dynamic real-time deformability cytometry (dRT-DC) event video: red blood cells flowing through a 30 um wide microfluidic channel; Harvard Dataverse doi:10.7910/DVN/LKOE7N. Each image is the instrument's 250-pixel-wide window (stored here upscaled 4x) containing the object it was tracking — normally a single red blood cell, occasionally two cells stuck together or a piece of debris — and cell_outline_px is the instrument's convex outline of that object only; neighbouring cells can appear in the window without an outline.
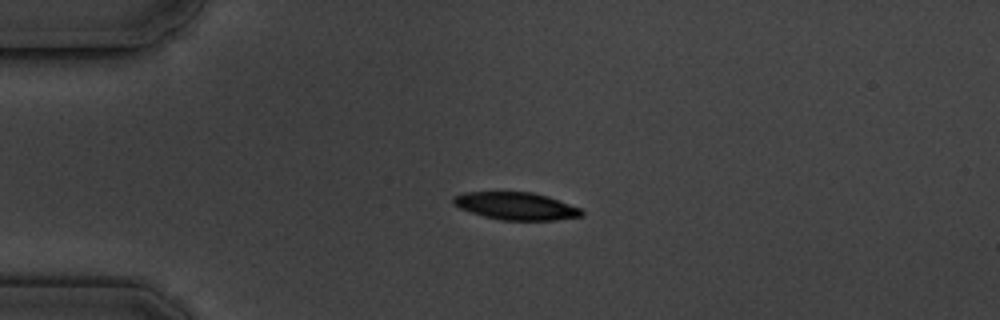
{"species": "common noctule bat (a hibernating species)", "species_latin": "Nyctalus noctula", "temperature_condition": "cold", "stored_images_in_passage": 5, "camera_frame_rate_fps": 3000, "um_per_image_px": 0.085, "animal": {"sex": "male", "body_mass_g": 19.5, "forearm_length_mm": 54.6}, "frame": {"image": 1, "passage_image": 3, "time_ms": 2.333, "image_size_px": [1000, 320], "cell_outline_px": [[584, 216], [556, 220], [500, 220], [484, 216], [460, 208], [452, 204], [452, 196], [464, 192], [532, 192], [548, 196], [580, 208], [584, 212]], "centroid_in_image_um": [43.86, 17.51], "position_along_channel_um": 41.1, "area_um2": 20.63}}